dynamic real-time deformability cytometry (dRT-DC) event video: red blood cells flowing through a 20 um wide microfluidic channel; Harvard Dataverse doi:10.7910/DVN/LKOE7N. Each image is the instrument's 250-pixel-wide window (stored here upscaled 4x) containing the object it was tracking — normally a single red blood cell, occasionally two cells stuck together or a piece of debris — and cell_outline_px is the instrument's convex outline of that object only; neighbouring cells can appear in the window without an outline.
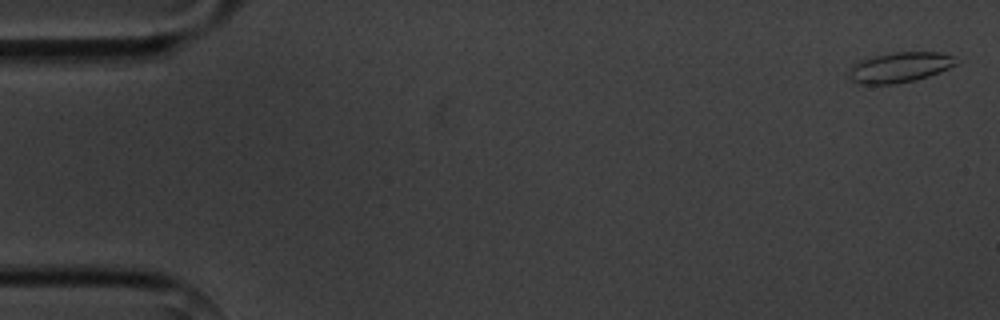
{"species": "common noctule bat (a hibernating species)", "species_latin": "Nyctalus noctula", "temperature_condition": "cold", "stored_images_in_passage": 6, "camera_frame_rate_fps": 3000, "um_per_image_px": 0.085, "animal": {"sex": "male", "body_mass_g": 20.1, "forearm_length_mm": 53.5}, "frame": {"image": 1, "passage_image": 1, "time_ms": 0.0, "image_size_px": [1000, 320], "cell_outline_px": [[956, 64], [948, 68], [928, 76], [916, 80], [892, 84], [856, 84], [848, 76], [852, 68], [860, 60], [876, 56], [896, 52], [940, 52], [952, 56]], "centroid_in_image_um": [76.46, 5.73], "position_along_channel_um": 8.5, "area_um2": 18.44}}
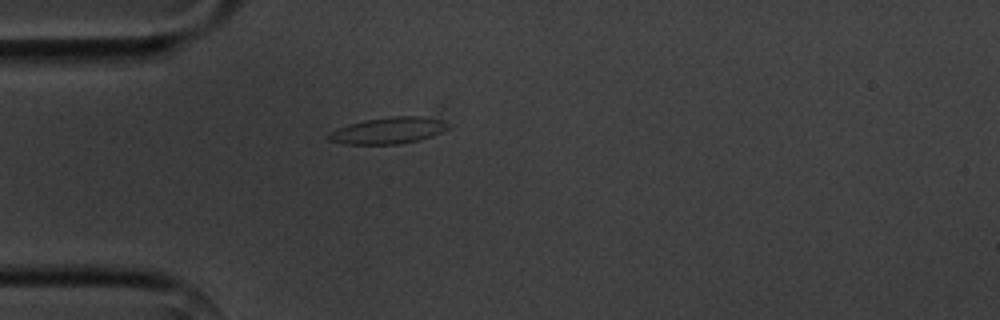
{"frame": {"image": 2, "passage_image": 5, "time_ms": 4.667, "image_size_px": [1000, 320], "cell_outline_px": [[448, 128], [432, 136], [420, 140], [400, 144], [344, 144], [328, 140], [328, 132], [336, 128], [348, 124], [364, 120], [392, 116], [420, 116], [440, 120], [448, 124]], "centroid_in_image_um": [32.95, 11.1], "position_along_channel_um": 52.0, "area_um2": 18.44}}